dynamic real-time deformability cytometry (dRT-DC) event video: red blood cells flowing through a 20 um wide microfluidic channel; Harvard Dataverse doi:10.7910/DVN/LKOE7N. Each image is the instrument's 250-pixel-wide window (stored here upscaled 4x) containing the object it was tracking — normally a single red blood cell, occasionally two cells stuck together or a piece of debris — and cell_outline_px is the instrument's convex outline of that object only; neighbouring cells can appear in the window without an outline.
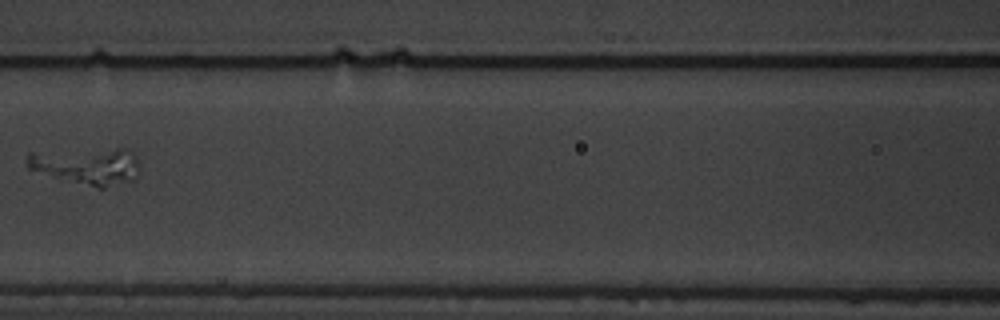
{"species": "common noctule bat (a hibernating species)", "species_latin": "Nyctalus noctula", "temperature_condition": "warm", "stored_images_in_passage": 7, "segment_of_instrument_passage": [2, 2], "camera_frame_rate_fps": 3000, "um_per_image_px": 0.085, "animal": {"sex": "male", "body_mass_g": 19.5, "forearm_length_mm": 54.6}, "frame": {"image": 1, "passage_image": 3, "time_ms": 2.667, "image_size_px": [1000, 320], "cell_outline_px": [[140, 168], [136, 176], [132, 180], [104, 188], [100, 188], [56, 176], [28, 168], [24, 156], [28, 152], [116, 148], [128, 148], [136, 156], [140, 164]], "centroid_in_image_um": [7.44, 14.06], "position_along_channel_um": 159.2, "area_um2": 24.04}}
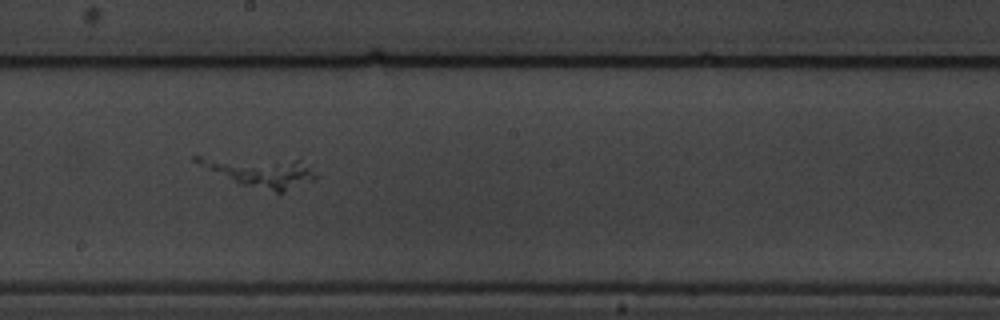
{"frame": {"image": 2, "passage_image": 5, "time_ms": 4.667, "image_size_px": [1000, 320], "cell_outline_px": [[316, 176], [312, 180], [280, 192], [276, 192], [240, 184], [192, 160], [192, 156], [200, 156], [300, 160]], "centroid_in_image_um": [22.08, 14.58], "position_along_channel_um": 226.1, "area_um2": 19.65}}
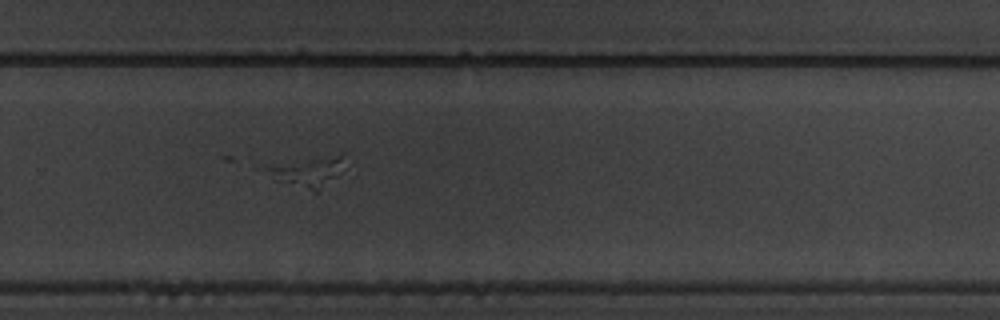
{"frame": {"image": 3, "passage_image": 7, "time_ms": 7.0, "image_size_px": [1000, 320], "cell_outline_px": [[340, 172], [336, 176], [316, 192], [276, 180], [264, 168], [264, 164], [340, 152]], "centroid_in_image_um": [26.07, 14.53], "position_along_channel_um": 303.7, "area_um2": 13.7}}